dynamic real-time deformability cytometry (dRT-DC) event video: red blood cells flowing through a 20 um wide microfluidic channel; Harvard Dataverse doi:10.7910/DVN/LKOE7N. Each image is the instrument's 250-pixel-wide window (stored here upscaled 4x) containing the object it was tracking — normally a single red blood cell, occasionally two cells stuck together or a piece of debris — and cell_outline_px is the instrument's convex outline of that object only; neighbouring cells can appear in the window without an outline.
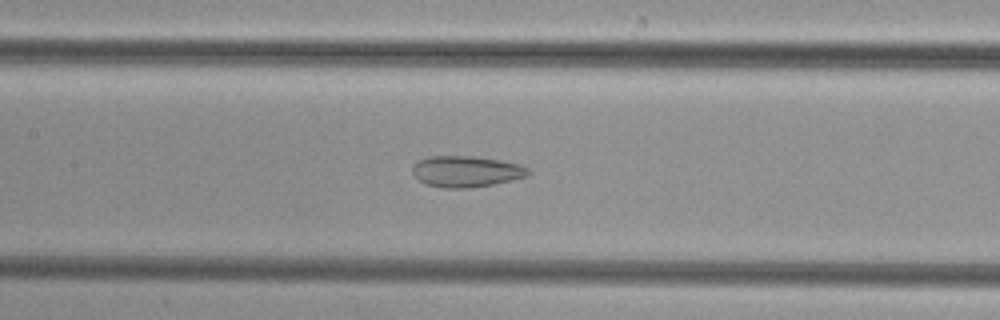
{"species": "common noctule bat (a hibernating species)", "species_latin": "Nyctalus noctula", "temperature_condition": "cold", "stored_images_in_passage": 36, "camera_frame_rate_fps": 3000, "um_per_image_px": 0.085, "animal": {"sex": "female", "body_mass_g": 29.2, "forearm_length_mm": 56.3}, "frame": {"image": 1, "passage_image": 9, "time_ms": 2.667, "image_size_px": [1000, 320], "cell_outline_px": [[532, 172], [528, 176], [512, 180], [492, 184], [468, 188], [444, 188], [424, 184], [412, 172], [412, 164], [428, 156], [472, 156], [500, 160], [516, 164], [528, 168]], "centroid_in_image_um": [39.61, 14.57], "position_along_channel_um": 167.8, "area_um2": 20.98}}
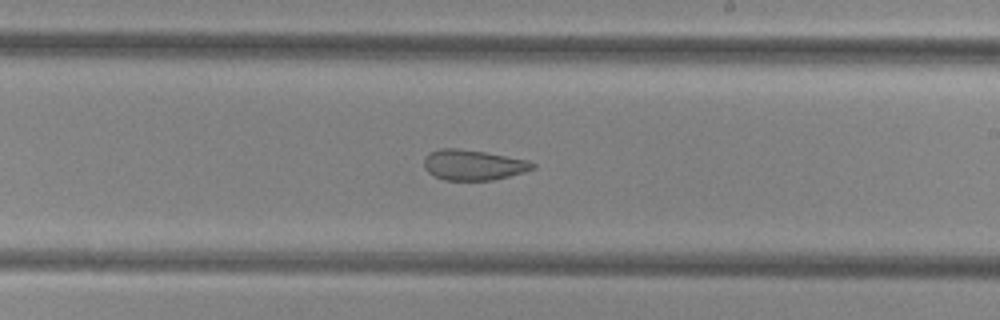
{"frame": {"image": 2, "passage_image": 15, "time_ms": 4.667, "image_size_px": [1000, 320], "cell_outline_px": [[536, 168], [524, 172], [492, 180], [444, 180], [428, 172], [424, 168], [424, 156], [428, 152], [440, 148], [456, 148], [484, 152], [528, 160], [536, 164]], "centroid_in_image_um": [40.2, 14.01], "position_along_channel_um": 248.8, "area_um2": 19.25}}
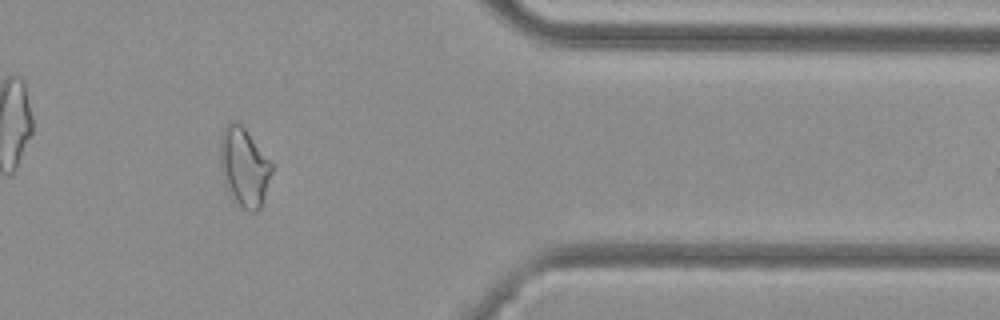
{"frame": {"image": 3, "passage_image": 27, "time_ms": 8.667, "image_size_px": [1000, 320], "cell_outline_px": [[272, 172], [264, 200], [260, 208], [256, 212], [248, 212], [232, 200], [228, 192], [224, 180], [220, 164], [220, 136], [224, 128], [232, 120], [236, 120], [244, 128], [272, 164]], "centroid_in_image_um": [20.74, 14.24], "position_along_channel_um": 390.7, "area_um2": 23.64}}